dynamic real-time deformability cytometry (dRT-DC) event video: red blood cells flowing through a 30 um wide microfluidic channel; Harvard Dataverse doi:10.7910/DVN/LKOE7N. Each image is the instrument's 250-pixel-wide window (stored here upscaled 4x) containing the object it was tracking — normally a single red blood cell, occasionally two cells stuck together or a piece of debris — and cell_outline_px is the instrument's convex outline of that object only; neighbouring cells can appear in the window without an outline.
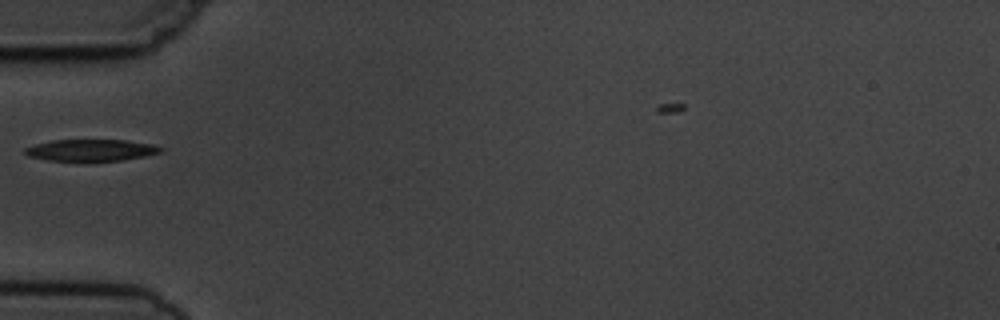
{"species": "common noctule bat (a hibernating species)", "species_latin": "Nyctalus noctula", "temperature_condition": "cold", "stored_images_in_passage": 1, "camera_frame_rate_fps": 3000, "um_per_image_px": 0.085, "animal": {"sex": "male", "body_mass_g": 19.5, "forearm_length_mm": 54.6}, "frame": {"image": 1, "passage_image": 1, "time_ms": 0.0, "image_size_px": [1000, 320], "cell_outline_px": [[164, 148], [160, 152], [144, 156], [124, 160], [84, 164], [48, 160], [28, 156], [24, 152], [24, 148], [36, 144], [52, 140], [124, 140], [152, 144]], "centroid_in_image_um": [7.7, 12.81], "position_along_channel_um": 77.3, "area_um2": 17.92}}